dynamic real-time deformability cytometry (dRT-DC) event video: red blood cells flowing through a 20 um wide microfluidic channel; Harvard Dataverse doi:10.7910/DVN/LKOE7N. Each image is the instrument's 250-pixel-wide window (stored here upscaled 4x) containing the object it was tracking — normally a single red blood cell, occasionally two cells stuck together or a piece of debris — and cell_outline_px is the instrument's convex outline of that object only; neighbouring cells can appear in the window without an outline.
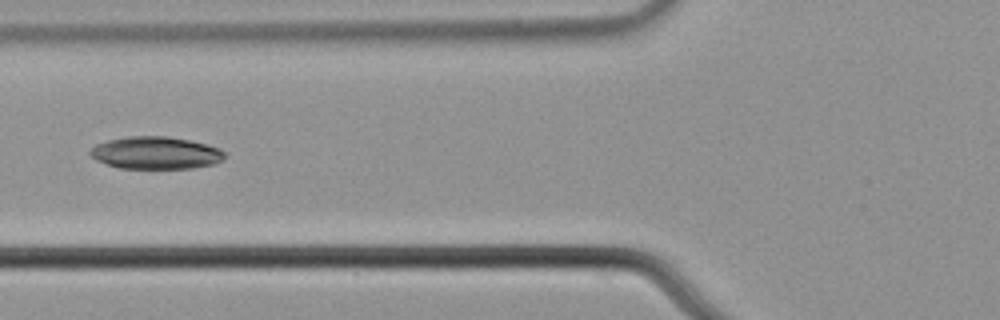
{"species": "common noctule bat (a hibernating species)", "species_latin": "Nyctalus noctula", "temperature_condition": "cold", "stored_images_in_passage": 7, "camera_frame_rate_fps": 3000, "um_per_image_px": 0.085, "animal": {"sex": "male", "body_mass_g": 21.5, "forearm_length_mm": 52.0}, "frame": {"image": 1, "passage_image": 7, "time_ms": 2.0, "image_size_px": [1000, 320], "cell_outline_px": [[224, 160], [216, 164], [192, 168], [120, 168], [96, 160], [88, 152], [96, 144], [108, 140], [128, 136], [168, 136], [208, 144], [220, 148], [224, 152]], "centroid_in_image_um": [13.27, 12.99], "position_along_channel_um": 112.5, "area_um2": 25.43}}